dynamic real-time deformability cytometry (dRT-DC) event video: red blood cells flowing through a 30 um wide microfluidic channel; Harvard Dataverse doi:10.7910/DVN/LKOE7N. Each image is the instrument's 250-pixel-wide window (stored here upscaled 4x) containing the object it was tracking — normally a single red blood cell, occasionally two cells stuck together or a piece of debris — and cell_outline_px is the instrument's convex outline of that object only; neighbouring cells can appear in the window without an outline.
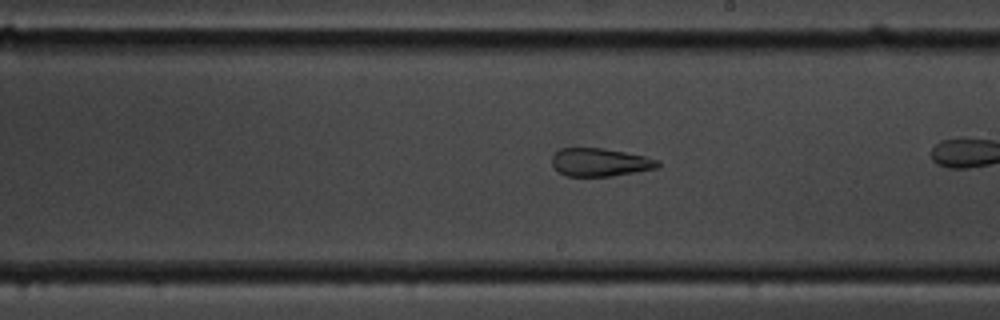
{"species": "common noctule bat (a hibernating species)", "species_latin": "Nyctalus noctula", "temperature_condition": "cold", "stored_images_in_passage": 44, "camera_frame_rate_fps": 3000, "um_per_image_px": 0.085, "animal": {"sex": "male", "body_mass_g": 19.5, "forearm_length_mm": 54.6}, "frame": {"image": 1, "passage_image": 32, "time_ms": 10.333, "image_size_px": [1000, 320], "cell_outline_px": [[660, 168], [612, 176], [564, 176], [556, 172], [552, 164], [552, 156], [560, 148], [604, 148], [644, 156], [660, 160]], "centroid_in_image_um": [51.0, 13.8], "position_along_channel_um": 238.0, "area_um2": 17.57}}
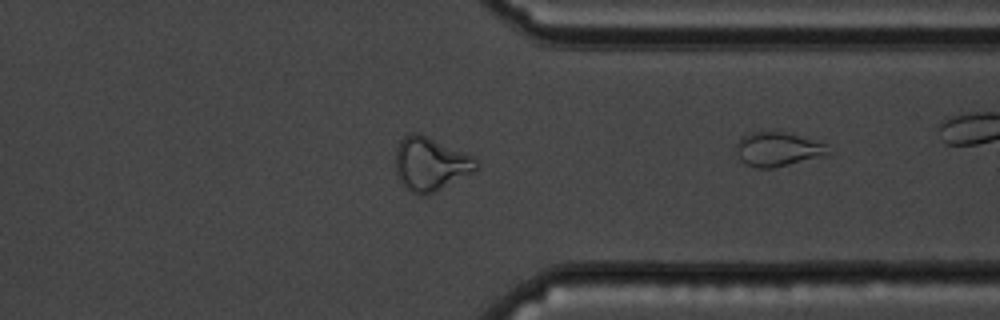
{"frame": {"image": 2, "passage_image": 44, "time_ms": 14.333, "image_size_px": [1000, 320], "cell_outline_px": [[832, 152], [828, 156], [772, 168], [756, 168], [744, 164], [740, 160], [736, 152], [736, 144], [740, 136], [752, 132], [784, 132], [824, 144]], "centroid_in_image_um": [66.08, 12.71], "position_along_channel_um": 345.3, "area_um2": 18.38}}